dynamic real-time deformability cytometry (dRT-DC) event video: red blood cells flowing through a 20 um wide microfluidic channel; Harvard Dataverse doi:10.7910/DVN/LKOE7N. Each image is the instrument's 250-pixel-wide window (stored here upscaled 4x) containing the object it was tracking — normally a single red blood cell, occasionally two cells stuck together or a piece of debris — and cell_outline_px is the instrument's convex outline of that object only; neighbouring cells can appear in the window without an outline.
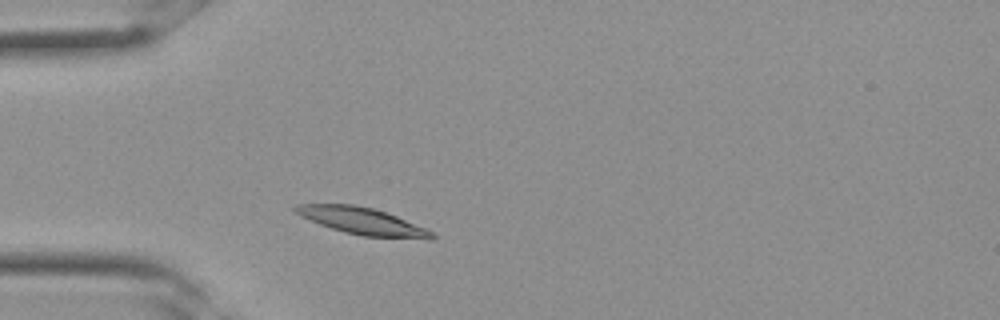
{"species": "Egyptian fruit bat (a non-hibernating species)", "species_latin": "Rousettus aegyptiacus", "temperature_condition": "room temperature", "stored_images_in_passage": 28, "camera_frame_rate_fps": 3000, "um_per_image_px": 0.085, "frame": {"image": 1, "passage_image": 4, "time_ms": 1.0, "image_size_px": [1000, 320], "cell_outline_px": [[436, 236], [432, 240], [428, 240], [364, 236], [344, 232], [320, 224], [300, 216], [292, 208], [296, 204], [352, 204], [372, 208], [396, 216], [424, 228], [432, 232]], "centroid_in_image_um": [30.81, 18.8], "position_along_channel_um": 54.2, "area_um2": 21.27}}
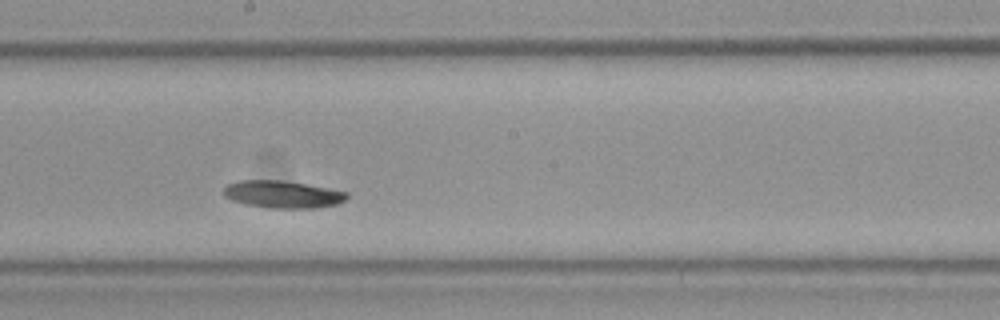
{"frame": {"image": 2, "passage_image": 13, "time_ms": 4.0, "image_size_px": [1000, 320], "cell_outline_px": [[348, 196], [344, 200], [336, 204], [316, 208], [268, 208], [244, 204], [232, 200], [224, 196], [224, 188], [228, 184], [240, 180], [280, 180], [328, 188], [348, 192]], "centroid_in_image_um": [24.0, 16.52], "position_along_channel_um": 224.2, "area_um2": 19.54}}
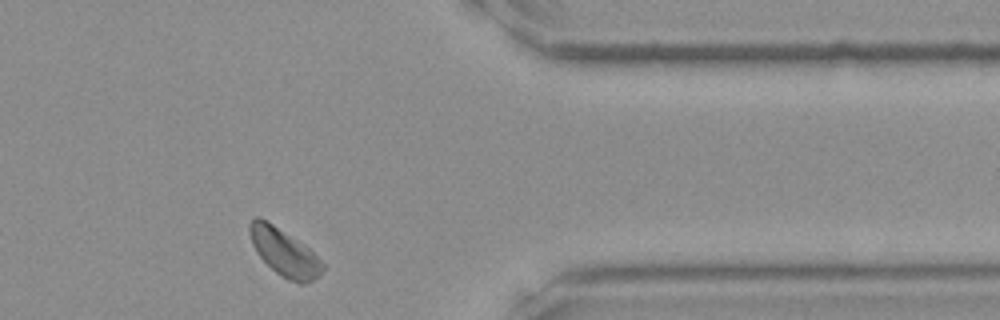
{"frame": {"image": 3, "passage_image": 22, "time_ms": 7.0, "image_size_px": [1000, 320], "cell_outline_px": [[324, 268], [320, 276], [304, 284], [300, 284], [288, 280], [280, 276], [256, 252], [252, 244], [248, 232], [248, 224], [256, 216], [260, 216], [304, 244], [324, 264]], "centroid_in_image_um": [24.14, 21.45], "position_along_channel_um": 387.3, "area_um2": 20.0}}